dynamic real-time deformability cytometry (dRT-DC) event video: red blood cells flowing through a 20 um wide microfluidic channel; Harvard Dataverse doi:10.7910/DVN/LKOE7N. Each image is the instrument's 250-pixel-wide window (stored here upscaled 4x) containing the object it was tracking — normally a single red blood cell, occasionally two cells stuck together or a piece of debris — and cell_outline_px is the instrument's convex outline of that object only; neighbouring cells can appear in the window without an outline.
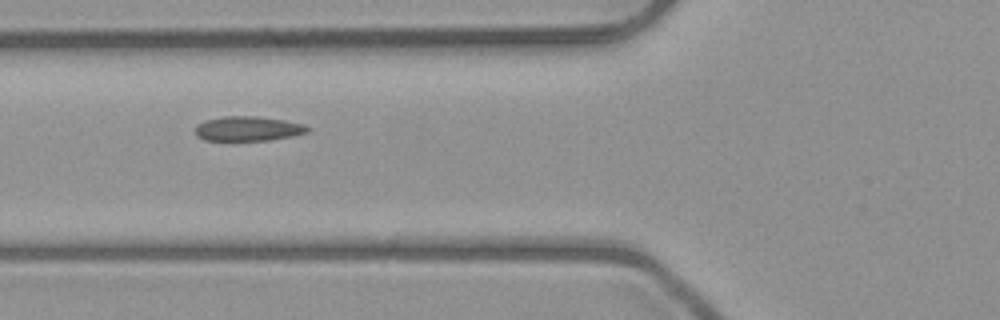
{"species": "common noctule bat (a hibernating species)", "species_latin": "Nyctalus noctula", "temperature_condition": "room temperature", "stored_images_in_passage": 4, "camera_frame_rate_fps": 3000, "um_per_image_px": 0.085, "animal": {"sex": "male", "body_mass_g": 23.1, "forearm_length_mm": 52.7}, "frame": {"image": 1, "passage_image": 4, "time_ms": 3.333, "image_size_px": [1000, 320], "cell_outline_px": [[312, 128], [308, 132], [292, 136], [268, 140], [204, 140], [196, 136], [196, 124], [204, 120], [224, 116], [256, 116], [284, 120], [304, 124]], "centroid_in_image_um": [21.08, 10.93], "position_along_channel_um": 104.7, "area_um2": 16.18}}